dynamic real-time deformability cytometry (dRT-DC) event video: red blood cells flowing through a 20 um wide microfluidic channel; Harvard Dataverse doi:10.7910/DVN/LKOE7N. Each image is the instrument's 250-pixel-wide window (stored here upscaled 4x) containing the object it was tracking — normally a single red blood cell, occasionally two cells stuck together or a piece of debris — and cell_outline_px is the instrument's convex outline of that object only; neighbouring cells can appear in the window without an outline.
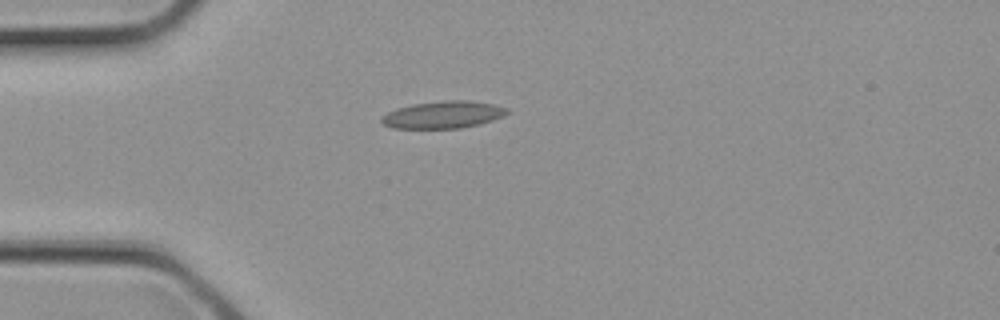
{"species": "common noctule bat (a hibernating species)", "species_latin": "Nyctalus noctula", "temperature_condition": "cold", "stored_images_in_passage": 3, "camera_frame_rate_fps": 3000, "um_per_image_px": 0.085, "animal": {"sex": "female", "body_mass_g": 21.9}, "frame": {"image": 1, "passage_image": 3, "time_ms": 0.667, "image_size_px": [1000, 320], "cell_outline_px": [[508, 112], [504, 116], [480, 124], [460, 128], [392, 128], [384, 124], [380, 120], [380, 116], [396, 108], [412, 104], [444, 100], [468, 100], [492, 104], [508, 108]], "centroid_in_image_um": [37.65, 9.75], "position_along_channel_um": 47.4, "area_um2": 19.94}}